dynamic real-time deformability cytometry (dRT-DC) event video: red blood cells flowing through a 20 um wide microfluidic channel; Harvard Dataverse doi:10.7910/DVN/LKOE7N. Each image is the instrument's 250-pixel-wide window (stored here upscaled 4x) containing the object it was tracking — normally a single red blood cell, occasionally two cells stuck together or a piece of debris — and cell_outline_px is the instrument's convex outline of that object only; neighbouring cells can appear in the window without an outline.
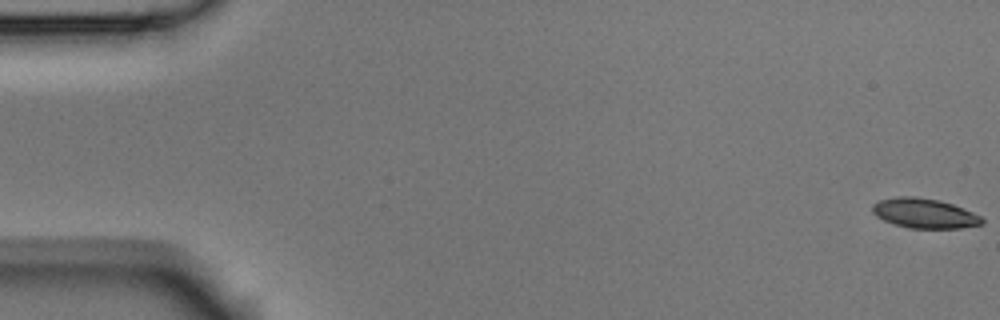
{"species": "Egyptian fruit bat (a non-hibernating species)", "species_latin": "Rousettus aegyptiacus", "temperature_condition": "room temperature", "stored_images_in_passage": 8, "camera_frame_rate_fps": 3000, "um_per_image_px": 0.085, "animal": {"sex": "male"}, "frame": {"image": 1, "passage_image": 1, "time_ms": 0.0, "image_size_px": [1000, 320], "cell_outline_px": [[984, 224], [960, 228], [908, 228], [884, 220], [876, 216], [872, 212], [872, 204], [880, 200], [896, 196], [916, 196], [940, 200], [952, 204], [972, 212], [980, 216], [984, 220]], "centroid_in_image_um": [78.57, 18.12], "position_along_channel_um": 6.4, "area_um2": 19.02}}
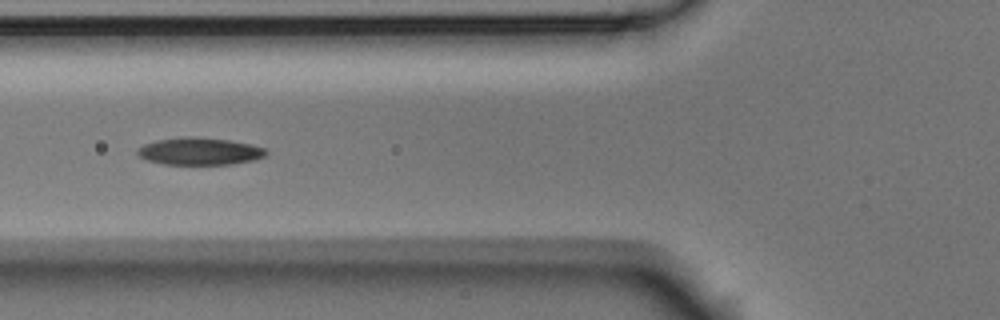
{"frame": {"image": 2, "passage_image": 6, "time_ms": 1.667, "image_size_px": [1000, 320], "cell_outline_px": [[268, 152], [264, 156], [256, 160], [232, 164], [164, 164], [148, 160], [140, 156], [136, 152], [136, 148], [144, 144], [156, 140], [184, 136], [192, 136], [228, 140], [252, 144], [264, 148]], "centroid_in_image_um": [16.96, 12.85], "position_along_channel_um": 108.8, "area_um2": 20.52}}
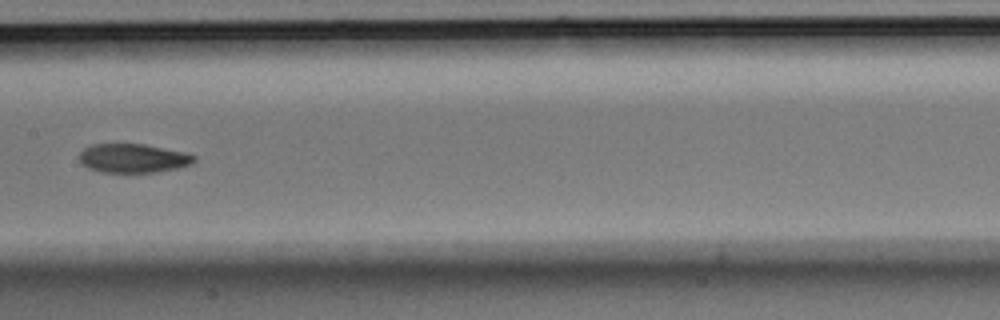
{"frame": {"image": 3, "passage_image": 8, "time_ms": 2.333, "image_size_px": [1000, 320], "cell_outline_px": [[196, 160], [192, 164], [180, 168], [156, 172], [104, 172], [88, 168], [80, 160], [80, 152], [84, 148], [92, 144], [144, 144], [184, 152], [196, 156]], "centroid_in_image_um": [11.35, 13.45], "position_along_channel_um": 196.0, "area_um2": 19.31}}